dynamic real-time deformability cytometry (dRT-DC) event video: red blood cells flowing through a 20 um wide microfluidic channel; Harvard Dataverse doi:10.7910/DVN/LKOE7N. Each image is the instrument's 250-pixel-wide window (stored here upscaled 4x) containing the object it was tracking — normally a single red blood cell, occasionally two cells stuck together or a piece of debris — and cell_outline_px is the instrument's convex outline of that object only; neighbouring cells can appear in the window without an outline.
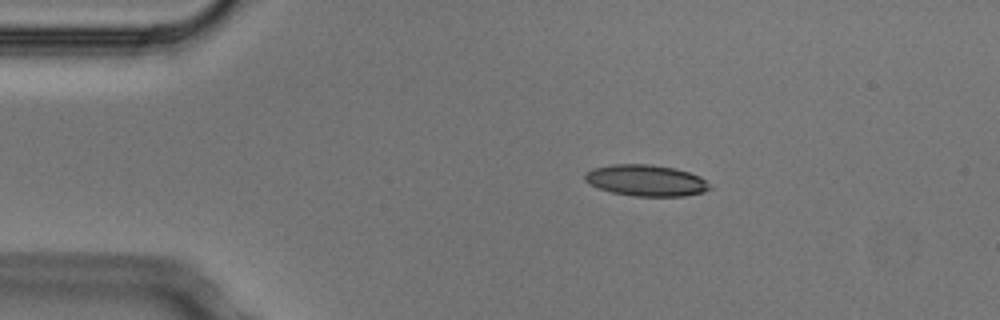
{"species": "Egyptian fruit bat (a non-hibernating species)", "species_latin": "Rousettus aegyptiacus", "temperature_condition": "cold", "stored_images_in_passage": 4, "camera_frame_rate_fps": 3000, "um_per_image_px": 0.085, "animal": {"sex": "male"}, "frame": {"image": 1, "passage_image": 2, "time_ms": 0.333, "image_size_px": [1000, 320], "cell_outline_px": [[712, 188], [704, 192], [684, 196], [632, 196], [612, 192], [588, 184], [584, 180], [584, 172], [592, 168], [612, 164], [652, 164], [672, 168], [688, 172], [700, 176]], "centroid_in_image_um": [54.87, 15.33], "position_along_channel_um": 30.1, "area_um2": 22.83}}
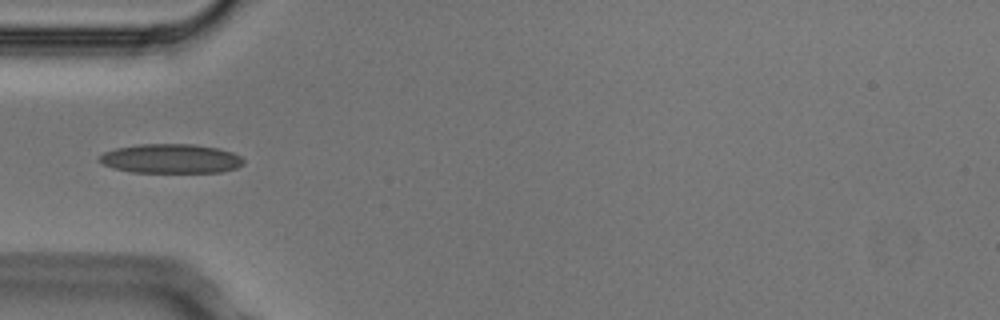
{"frame": {"image": 2, "passage_image": 4, "time_ms": 1.0, "image_size_px": [1000, 320], "cell_outline_px": [[244, 164], [236, 168], [220, 172], [132, 172], [112, 168], [104, 164], [100, 160], [100, 156], [104, 152], [116, 148], [140, 144], [196, 144], [220, 148], [232, 152], [240, 156], [244, 160]], "centroid_in_image_um": [14.56, 13.48], "position_along_channel_um": 70.4, "area_um2": 24.62}}